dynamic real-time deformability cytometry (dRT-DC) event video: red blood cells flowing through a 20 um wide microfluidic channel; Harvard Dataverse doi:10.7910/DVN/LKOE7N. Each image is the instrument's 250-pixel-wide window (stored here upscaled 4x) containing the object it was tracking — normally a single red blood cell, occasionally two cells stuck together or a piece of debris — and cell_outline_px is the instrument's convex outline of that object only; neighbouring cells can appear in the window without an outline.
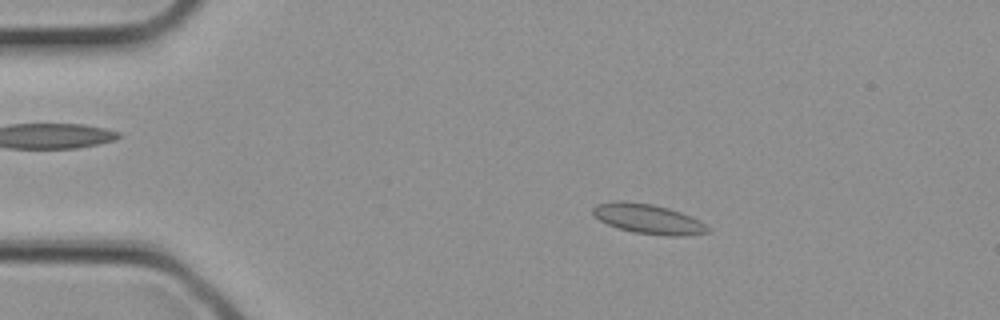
{"species": "common noctule bat (a hibernating species)", "species_latin": "Nyctalus noctula", "temperature_condition": "cold", "stored_images_in_passage": 2, "camera_frame_rate_fps": 3000, "um_per_image_px": 0.085, "animal": {"sex": "female", "body_mass_g": 21.9}, "frame": {"image": 1, "passage_image": 1, "time_ms": 0.0, "image_size_px": [1000, 320], "cell_outline_px": [[712, 228], [708, 232], [688, 236], [668, 236], [632, 232], [608, 224], [600, 220], [592, 212], [592, 208], [596, 204], [616, 200], [624, 200], [652, 204], [668, 208], [692, 216], [700, 220]], "centroid_in_image_um": [55.14, 18.6], "position_along_channel_um": 29.9, "area_um2": 20.11}}